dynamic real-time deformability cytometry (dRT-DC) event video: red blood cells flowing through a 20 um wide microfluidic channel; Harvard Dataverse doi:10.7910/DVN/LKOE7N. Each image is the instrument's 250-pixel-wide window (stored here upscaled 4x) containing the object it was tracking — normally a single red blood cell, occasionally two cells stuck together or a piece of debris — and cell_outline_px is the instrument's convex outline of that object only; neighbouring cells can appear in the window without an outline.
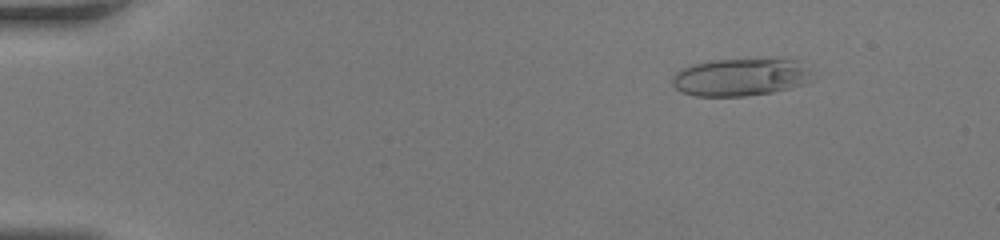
{"species": "human", "species_latin": "Homo sapiens", "temperature_condition": "room temperature", "stored_images_in_passage": 47, "camera_frame_rate_fps": 3000, "um_per_image_px": 0.085, "donor": {"sex": "female"}, "frame": {"image": 1, "passage_image": 7, "time_ms": 2.0, "image_size_px": [1000, 240], "cell_outline_px": [[808, 80], [800, 84], [788, 88], [772, 92], [744, 96], [696, 96], [680, 92], [672, 84], [672, 76], [676, 72], [692, 64], [708, 60], [796, 60], [808, 72]], "centroid_in_image_um": [62.79, 6.58], "position_along_channel_um": 22.2, "area_um2": 29.82}}
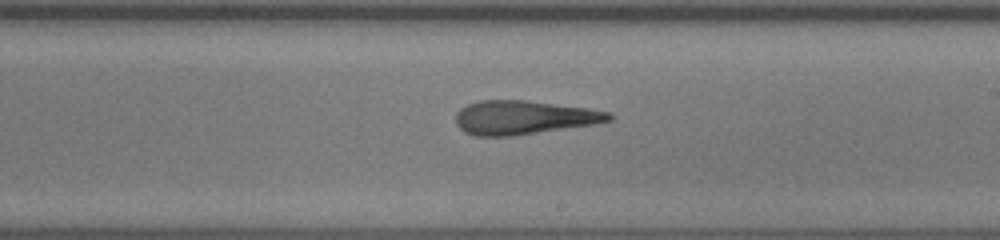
{"frame": {"image": 2, "passage_image": 29, "time_ms": 9.333, "image_size_px": [1000, 240], "cell_outline_px": [[612, 120], [592, 124], [512, 136], [472, 136], [464, 132], [456, 124], [456, 112], [460, 108], [468, 104], [480, 100], [524, 100], [588, 108], [608, 112], [612, 116]], "centroid_in_image_um": [44.45, 9.99], "position_along_channel_um": 244.6, "area_um2": 30.0}}
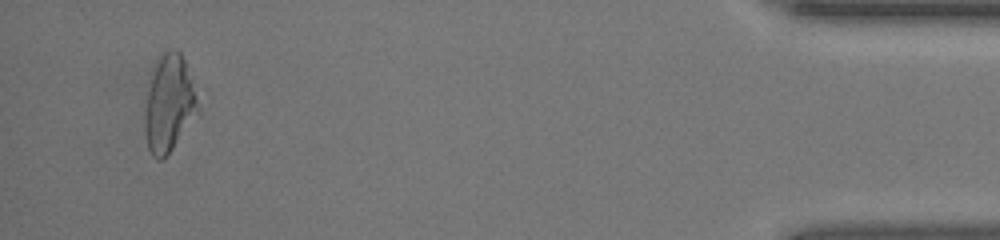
{"frame": {"image": 3, "passage_image": 45, "time_ms": 14.667, "image_size_px": [1000, 240], "cell_outline_px": [[200, 112], [164, 160], [156, 160], [152, 156], [148, 148], [144, 132], [144, 112], [148, 92], [156, 60], [164, 52], [172, 48], [180, 52], [184, 60], [200, 108]], "centroid_in_image_um": [14.36, 8.88], "position_along_channel_um": 420.8, "area_um2": 29.94}}